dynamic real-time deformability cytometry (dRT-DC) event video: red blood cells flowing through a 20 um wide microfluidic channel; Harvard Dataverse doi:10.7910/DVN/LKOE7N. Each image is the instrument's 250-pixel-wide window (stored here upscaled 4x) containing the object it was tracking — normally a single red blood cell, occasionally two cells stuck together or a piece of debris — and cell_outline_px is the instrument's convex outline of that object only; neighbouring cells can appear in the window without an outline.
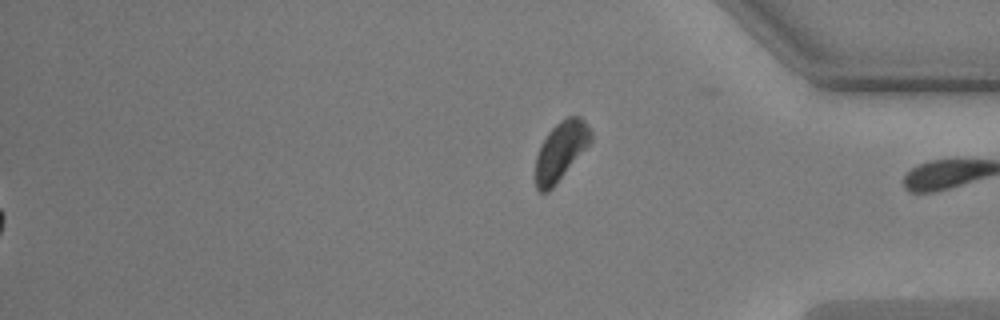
{"species": "common noctule bat (a hibernating species)", "species_latin": "Nyctalus noctula", "temperature_condition": "warm", "stored_images_in_passage": 56, "segment_of_instrument_passage": [2, 2], "camera_frame_rate_fps": 3000, "um_per_image_px": 0.085, "animal": {"sex": "male", "body_mass_g": 17.9, "forearm_length_mm": 54.2}, "frame": {"image": 1, "passage_image": 56, "time_ms": 18.333, "image_size_px": [1000, 320], "cell_outline_px": [[592, 140], [552, 188], [548, 192], [540, 192], [536, 188], [536, 156], [540, 144], [548, 132], [560, 120], [568, 116], [580, 116], [584, 120], [592, 132]], "centroid_in_image_um": [47.65, 12.8], "position_along_channel_um": 387.5, "area_um2": 18.67}}